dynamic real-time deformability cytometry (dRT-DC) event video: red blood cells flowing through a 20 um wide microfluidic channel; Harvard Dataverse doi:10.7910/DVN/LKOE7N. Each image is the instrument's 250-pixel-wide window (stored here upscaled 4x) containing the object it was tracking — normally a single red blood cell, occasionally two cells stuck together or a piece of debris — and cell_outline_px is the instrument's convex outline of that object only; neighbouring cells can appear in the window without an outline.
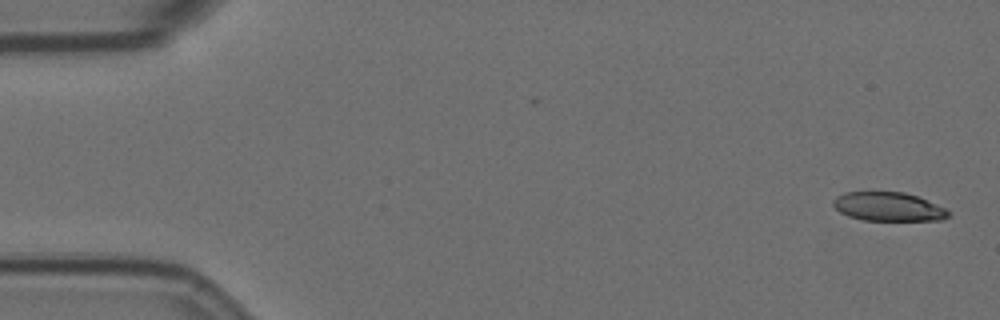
{"species": "Egyptian fruit bat (a non-hibernating species)", "species_latin": "Rousettus aegyptiacus", "temperature_condition": "room temperature", "stored_images_in_passage": 56, "camera_frame_rate_fps": 3000, "um_per_image_px": 0.085, "animal": {"sex": "female"}, "frame": {"image": 1, "passage_image": 1, "time_ms": 0.0, "image_size_px": [1000, 320], "cell_outline_px": [[952, 212], [948, 216], [940, 220], [864, 220], [848, 216], [840, 212], [832, 204], [832, 200], [836, 196], [844, 192], [904, 192], [916, 196], [936, 204]], "centroid_in_image_um": [75.48, 17.56], "position_along_channel_um": 9.5, "area_um2": 19.25}}
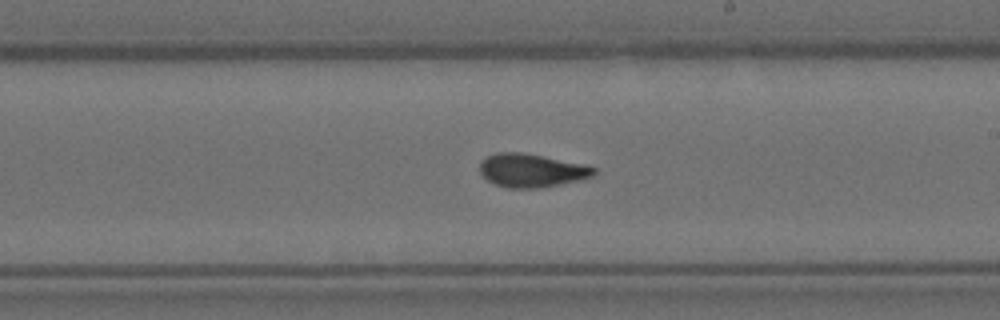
{"frame": {"image": 2, "passage_image": 32, "time_ms": 10.333, "image_size_px": [1000, 320], "cell_outline_px": [[596, 172], [592, 176], [580, 180], [540, 188], [508, 188], [496, 184], [488, 180], [480, 172], [480, 160], [496, 152], [524, 152], [588, 164], [596, 168]], "centroid_in_image_um": [45.21, 14.47], "position_along_channel_um": 243.8, "area_um2": 22.48}}
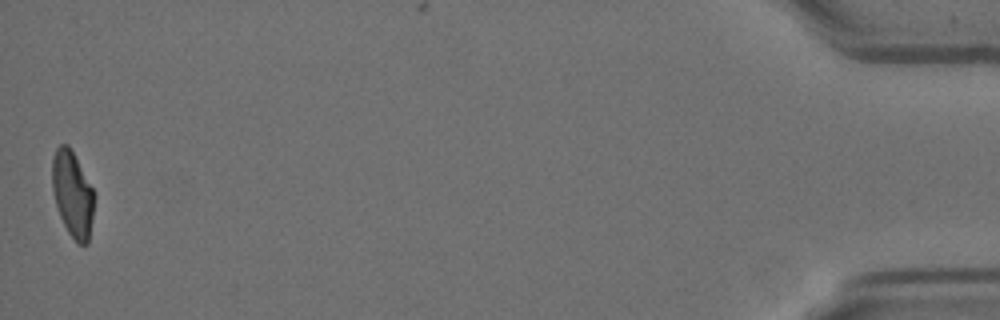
{"frame": {"image": 3, "passage_image": 56, "time_ms": 18.333, "image_size_px": [1000, 320], "cell_outline_px": [[96, 196], [88, 244], [80, 244], [68, 232], [60, 216], [52, 192], [52, 156], [56, 148], [60, 144], [68, 144], [92, 188]], "centroid_in_image_um": [6.16, 16.49], "position_along_channel_um": 429.0, "area_um2": 20.92}, "authors_computed_cell_mechanics": {"area_um2": 21.7906, "velocity_mm_per_s": 3.5308, "shape_relaxation_time_tau1_ms": 7.8232, "shape_relaxation_time_tau2_ms": 1.9585, "deformation_change_tau1": 0.2329, "deformation_change_tau2": 0.0716}}